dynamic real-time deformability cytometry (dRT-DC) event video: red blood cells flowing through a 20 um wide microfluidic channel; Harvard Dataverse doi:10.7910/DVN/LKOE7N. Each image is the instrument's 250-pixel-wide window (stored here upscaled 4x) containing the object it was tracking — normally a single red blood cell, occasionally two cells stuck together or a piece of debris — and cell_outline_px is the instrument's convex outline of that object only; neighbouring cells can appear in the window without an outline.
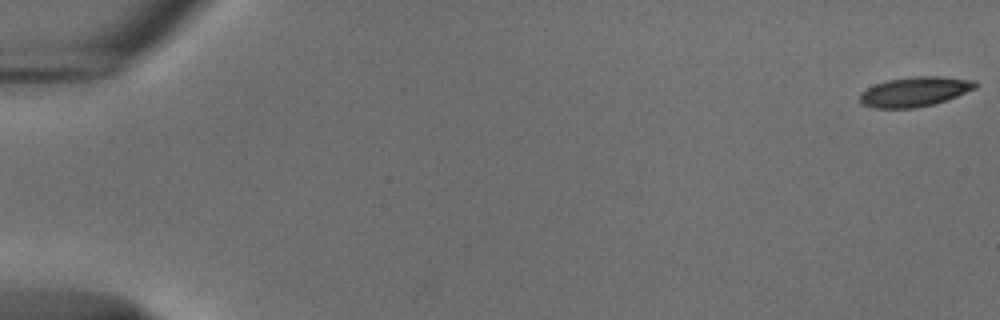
{"species": "common noctule bat (a hibernating species)", "species_latin": "Nyctalus noctula", "temperature_condition": "cold", "stored_images_in_passage": 55, "camera_frame_rate_fps": 3000, "um_per_image_px": 0.085, "animal": {"sex": "male", "body_mass_g": 18.8}, "frame": {"image": 1, "passage_image": 1, "time_ms": 0.0, "image_size_px": [1000, 320], "cell_outline_px": [[976, 88], [936, 104], [916, 108], [876, 108], [860, 104], [860, 92], [876, 84], [888, 80], [916, 76], [940, 76], [976, 80]], "centroid_in_image_um": [77.76, 7.8], "position_along_channel_um": 7.2, "area_um2": 20.0}}
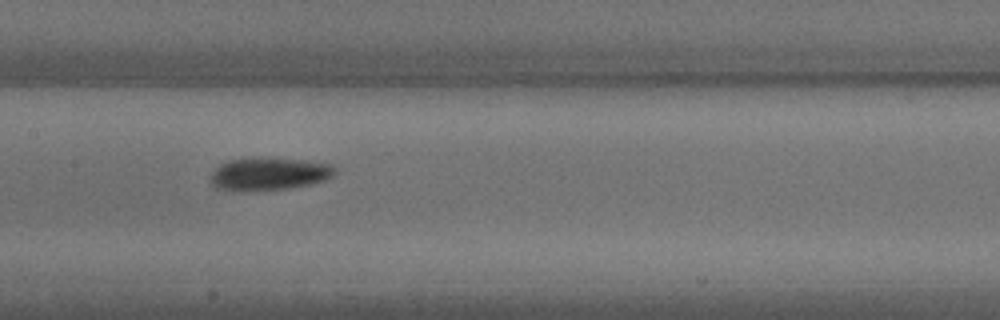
{"frame": {"image": 2, "passage_image": 28, "time_ms": 9.0, "image_size_px": [1000, 320], "cell_outline_px": [[336, 172], [332, 176], [324, 180], [312, 184], [288, 188], [240, 192], [216, 188], [212, 184], [208, 176], [220, 164], [228, 160], [268, 156], [304, 160], [332, 164], [336, 168]], "centroid_in_image_um": [22.84, 14.77], "position_along_channel_um": 184.6, "area_um2": 24.33}}
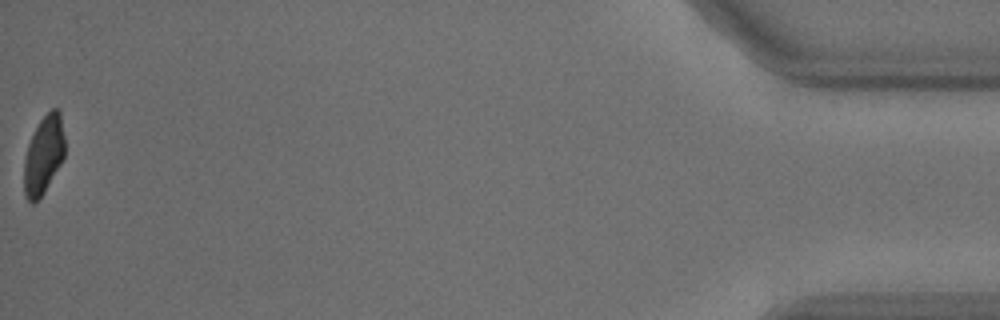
{"frame": {"image": 3, "passage_image": 55, "time_ms": 18.0, "image_size_px": [1000, 320], "cell_outline_px": [[64, 156], [60, 164], [44, 192], [32, 204], [28, 200], [24, 192], [24, 160], [28, 144], [40, 120], [52, 108], [56, 108], [60, 112], [64, 136]], "centroid_in_image_um": [3.7, 13.16], "position_along_channel_um": 431.5, "area_um2": 18.26}, "authors_computed_cell_mechanics": {"area_um2": 21.5016, "velocity_mm_per_s": 3.7464, "shape_relaxation_time_tau1_ms": 3.7544, "shape_relaxation_time_tau2_ms": null, "deformation_change_tau1": 0.1173, "deformation_change_tau2": null}}